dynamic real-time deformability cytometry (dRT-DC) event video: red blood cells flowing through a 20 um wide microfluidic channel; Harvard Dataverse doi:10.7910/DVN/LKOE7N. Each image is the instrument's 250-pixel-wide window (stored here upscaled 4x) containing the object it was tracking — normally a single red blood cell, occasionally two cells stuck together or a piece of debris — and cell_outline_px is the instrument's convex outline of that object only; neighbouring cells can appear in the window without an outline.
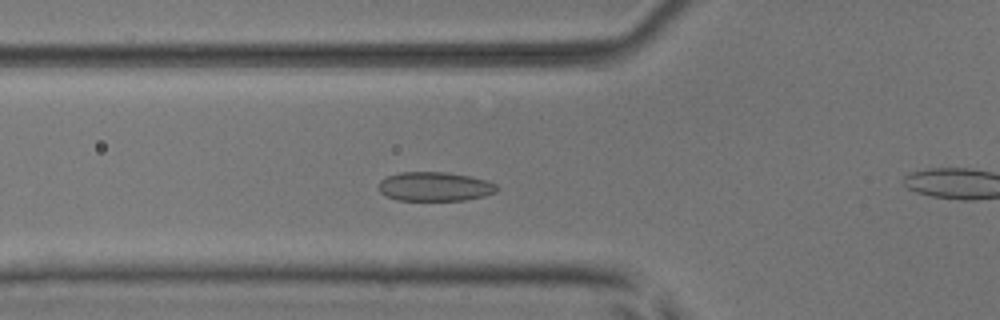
{"species": "common noctule bat (a hibernating species)", "species_latin": "Nyctalus noctula", "temperature_condition": "room temperature", "stored_images_in_passage": 39, "camera_frame_rate_fps": 3000, "um_per_image_px": 0.085, "animal": {"sex": "male", "body_mass_g": 17.9, "forearm_length_mm": 54.2}, "frame": {"image": 1, "passage_image": 5, "time_ms": 1.333, "image_size_px": [1000, 320], "cell_outline_px": [[496, 192], [484, 196], [464, 200], [396, 200], [384, 196], [380, 192], [380, 180], [388, 176], [400, 172], [448, 172], [488, 180], [496, 184]], "centroid_in_image_um": [36.95, 15.86], "position_along_channel_um": 88.9, "area_um2": 20.06}}
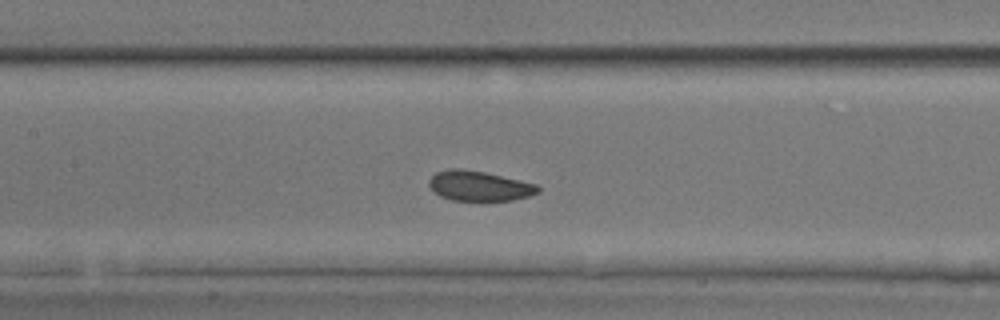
{"frame": {"image": 2, "passage_image": 11, "time_ms": 3.333, "image_size_px": [1000, 320], "cell_outline_px": [[540, 192], [528, 196], [512, 200], [452, 200], [440, 196], [432, 192], [428, 184], [428, 180], [436, 172], [448, 168], [460, 168], [484, 172], [536, 184], [540, 188]], "centroid_in_image_um": [40.68, 15.8], "position_along_channel_um": 166.7, "area_um2": 19.02}}
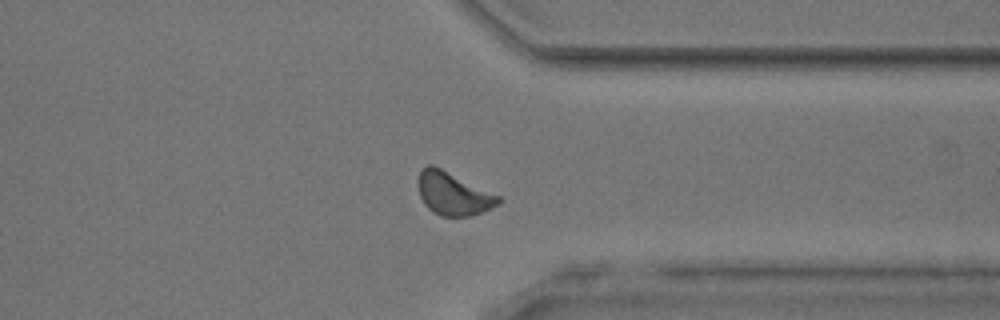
{"frame": {"image": 3, "passage_image": 27, "time_ms": 8.667, "image_size_px": [1000, 320], "cell_outline_px": [[504, 200], [500, 204], [472, 216], [440, 216], [432, 212], [424, 204], [420, 196], [416, 184], [420, 172], [428, 164], [432, 164], [500, 196]], "centroid_in_image_um": [38.52, 16.48], "position_along_channel_um": 372.9, "area_um2": 20.17}, "authors_computed_cell_mechanics": {"area_um2": 19.1318, "velocity_mm_per_s": 3.8928, "shape_relaxation_time_tau1_ms": null, "shape_relaxation_time_tau2_ms": 4.0462, "deformation_change_tau1": null, "deformation_change_tau2": 0.0979}}